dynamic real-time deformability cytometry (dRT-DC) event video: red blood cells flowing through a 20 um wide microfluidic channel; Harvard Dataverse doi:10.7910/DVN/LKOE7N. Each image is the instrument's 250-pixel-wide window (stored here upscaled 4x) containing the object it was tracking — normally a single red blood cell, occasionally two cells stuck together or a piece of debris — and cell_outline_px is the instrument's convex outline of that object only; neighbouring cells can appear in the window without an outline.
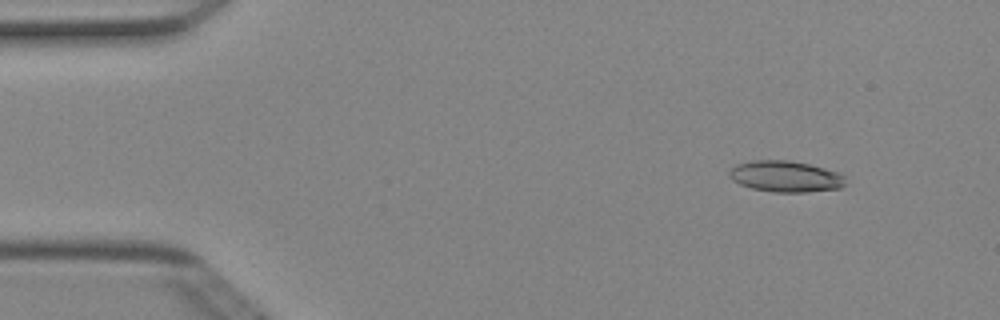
{"species": "Egyptian fruit bat (a non-hibernating species)", "species_latin": "Rousettus aegyptiacus", "temperature_condition": "cold", "stored_images_in_passage": 51, "camera_frame_rate_fps": 3000, "um_per_image_px": 0.085, "animal": {"sex": "female"}, "frame": {"image": 1, "passage_image": 6, "time_ms": 1.667, "image_size_px": [1000, 320], "cell_outline_px": [[844, 184], [840, 188], [808, 192], [772, 192], [752, 188], [740, 184], [732, 180], [728, 176], [728, 172], [736, 164], [752, 160], [788, 160], [808, 164], [824, 168], [836, 172], [844, 176]], "centroid_in_image_um": [66.72, 15.0], "position_along_channel_um": 18.3, "area_um2": 21.04}}
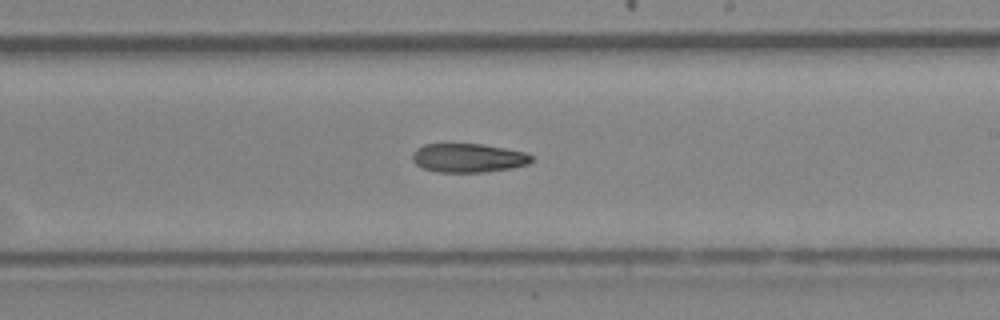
{"frame": {"image": 2, "passage_image": 30, "time_ms": 9.667, "image_size_px": [1000, 320], "cell_outline_px": [[532, 160], [528, 164], [512, 168], [484, 172], [436, 172], [420, 168], [412, 160], [412, 152], [416, 148], [424, 144], [480, 144], [528, 152], [532, 156]], "centroid_in_image_um": [39.77, 13.43], "position_along_channel_um": 249.2, "area_um2": 20.23}}
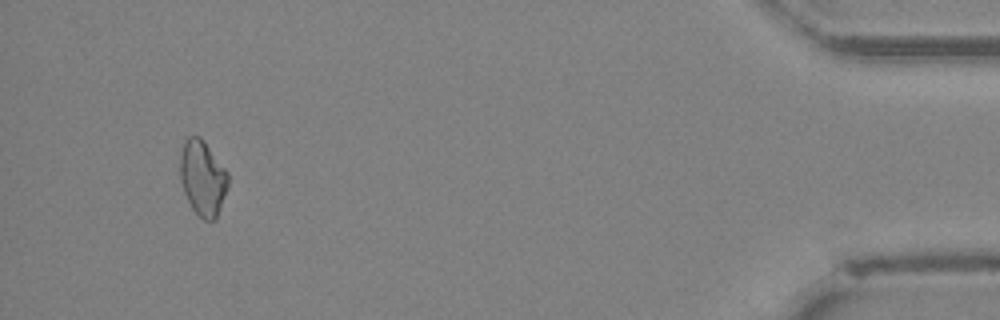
{"frame": {"image": 3, "passage_image": 48, "time_ms": 15.667, "image_size_px": [1000, 320], "cell_outline_px": [[228, 184], [216, 220], [204, 220], [192, 208], [184, 192], [180, 180], [180, 156], [184, 140], [188, 136], [200, 136], [204, 140], [228, 172]], "centroid_in_image_um": [17.22, 15.1], "position_along_channel_um": 418.0, "area_um2": 20.98}, "authors_computed_cell_mechanics": {"area_um2": 20.9236, "velocity_mm_per_s": 4.0169, "shape_relaxation_time_tau1_ms": 8.6014, "shape_relaxation_time_tau2_ms": null, "deformation_change_tau1": 0.1934, "deformation_change_tau2": null}}